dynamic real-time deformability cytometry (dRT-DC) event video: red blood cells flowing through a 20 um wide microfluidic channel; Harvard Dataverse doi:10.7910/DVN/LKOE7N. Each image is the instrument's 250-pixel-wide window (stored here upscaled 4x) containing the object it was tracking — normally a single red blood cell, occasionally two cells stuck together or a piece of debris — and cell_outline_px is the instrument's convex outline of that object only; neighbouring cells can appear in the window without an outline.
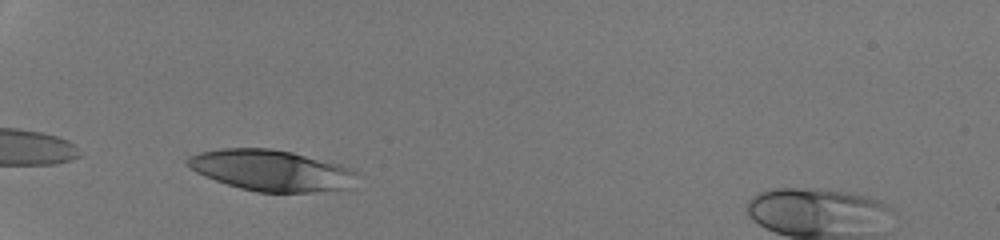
{"species": "human", "species_latin": "Homo sapiens", "temperature_condition": "room temperature", "stored_images_in_passage": 27, "camera_frame_rate_fps": 3000, "um_per_image_px": 0.085, "donor": {"sex": "male"}, "frame": {"image": 1, "passage_image": 1, "time_ms": 0.0, "image_size_px": [1000, 240], "cell_outline_px": [[356, 172], [344, 188], [308, 192], [256, 192], [240, 188], [204, 176], [196, 172], [184, 164], [184, 160], [188, 156], [200, 152], [220, 148], [272, 148], [292, 152], [336, 164], [348, 168]], "centroid_in_image_um": [22.89, 14.46], "position_along_channel_um": 62.1, "area_um2": 39.77}}
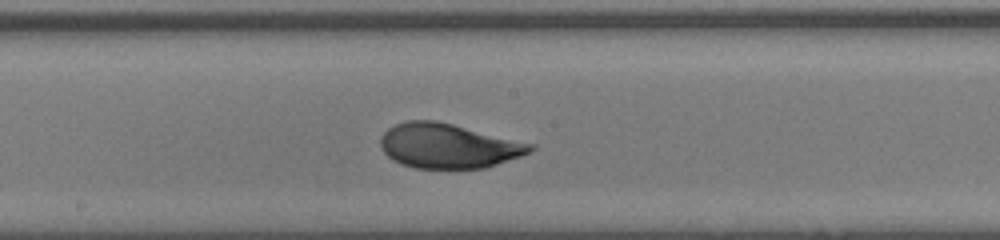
{"frame": {"image": 2, "passage_image": 13, "time_ms": 4.0, "image_size_px": [1000, 240], "cell_outline_px": [[536, 148], [520, 156], [484, 168], [416, 168], [400, 164], [392, 160], [380, 148], [380, 136], [388, 128], [404, 120], [436, 120], [536, 144]], "centroid_in_image_um": [38.08, 12.39], "position_along_channel_um": 210.1, "area_um2": 39.07}}
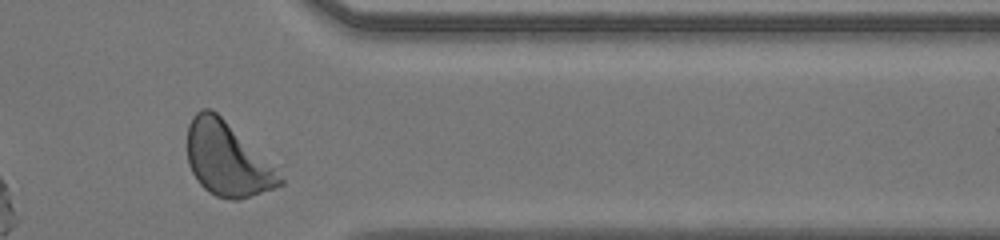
{"frame": {"image": 3, "passage_image": 26, "time_ms": 8.333, "image_size_px": [1000, 240], "cell_outline_px": [[284, 184], [240, 200], [232, 200], [216, 196], [208, 192], [196, 180], [188, 164], [188, 124], [192, 116], [200, 108], [212, 108], [284, 180]], "centroid_in_image_um": [19.22, 13.55], "position_along_channel_um": 392.2, "area_um2": 38.55}, "authors_computed_cell_mechanics": {"area_um2": 38.8416, "velocity_mm_per_s": 4.253, "shape_relaxation_time_tau1_ms": 2.2025, "shape_relaxation_time_tau2_ms": null, "deformation_change_tau1": 0.1496, "deformation_change_tau2": null}}